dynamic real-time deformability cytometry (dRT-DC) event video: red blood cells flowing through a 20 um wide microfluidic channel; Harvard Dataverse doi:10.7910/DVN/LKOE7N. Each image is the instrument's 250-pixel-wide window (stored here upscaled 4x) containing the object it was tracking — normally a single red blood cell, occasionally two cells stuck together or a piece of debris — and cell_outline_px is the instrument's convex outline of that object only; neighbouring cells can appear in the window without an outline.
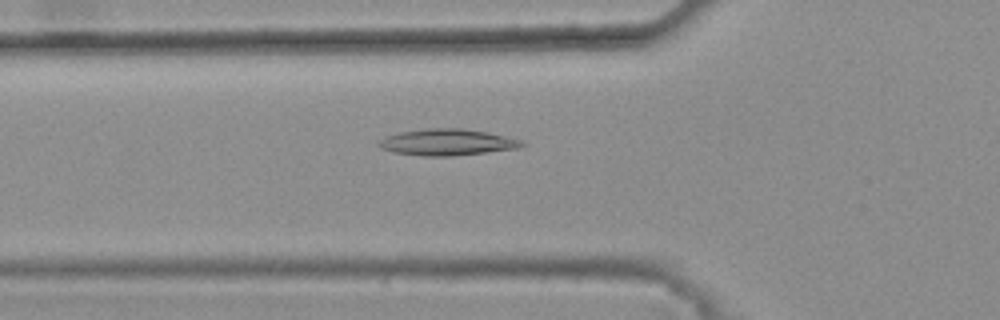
{"species": "common noctule bat (a hibernating species)", "species_latin": "Nyctalus noctula", "temperature_condition": "warm", "stored_images_in_passage": 47, "camera_frame_rate_fps": 3000, "um_per_image_px": 0.085, "animal": {"sex": "female", "body_mass_g": 25.1}, "frame": {"image": 1, "passage_image": 18, "time_ms": 5.667, "image_size_px": [1000, 320], "cell_outline_px": [[528, 144], [520, 148], [452, 156], [424, 156], [392, 152], [380, 148], [376, 144], [384, 136], [400, 132], [424, 128], [460, 128], [488, 132], [520, 140]], "centroid_in_image_um": [37.98, 12.09], "position_along_channel_um": 87.8, "area_um2": 22.14}}
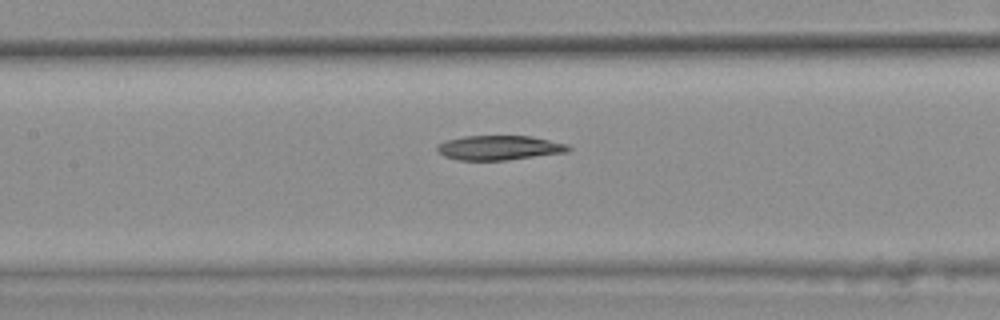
{"frame": {"image": 2, "passage_image": 24, "time_ms": 7.667, "image_size_px": [1000, 320], "cell_outline_px": [[572, 148], [568, 152], [508, 160], [456, 160], [444, 156], [436, 148], [436, 144], [448, 140], [464, 136], [532, 136], [568, 144]], "centroid_in_image_um": [42.46, 12.56], "position_along_channel_um": 164.9, "area_um2": 18.84}}
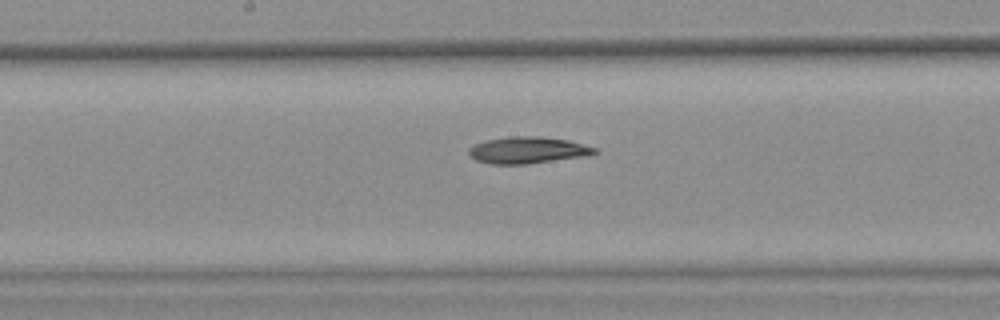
{"frame": {"image": 3, "passage_image": 27, "time_ms": 8.667, "image_size_px": [1000, 320], "cell_outline_px": [[600, 152], [592, 156], [528, 164], [488, 164], [476, 160], [468, 152], [468, 148], [484, 140], [512, 136], [540, 136], [568, 140], [596, 148]], "centroid_in_image_um": [44.91, 12.77], "position_along_channel_um": 203.3, "area_um2": 19.88}}